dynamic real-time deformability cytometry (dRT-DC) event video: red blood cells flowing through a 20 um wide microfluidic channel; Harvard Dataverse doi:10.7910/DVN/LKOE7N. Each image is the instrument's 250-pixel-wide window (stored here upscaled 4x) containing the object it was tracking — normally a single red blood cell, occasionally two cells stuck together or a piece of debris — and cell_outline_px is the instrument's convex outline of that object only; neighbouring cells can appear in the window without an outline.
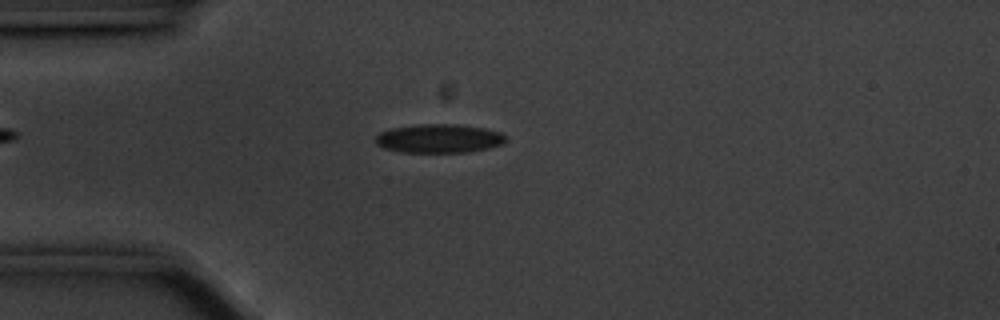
{"species": "common noctule bat (a hibernating species)", "species_latin": "Nyctalus noctula", "temperature_condition": "cold", "stored_images_in_passage": 46, "camera_frame_rate_fps": 3000, "um_per_image_px": 0.085, "animal": {"sex": "male", "body_mass_g": 20.1, "forearm_length_mm": 53.5}, "frame": {"image": 1, "passage_image": 4, "time_ms": 1.0, "image_size_px": [1000, 320], "cell_outline_px": [[508, 140], [504, 144], [488, 148], [468, 152], [400, 152], [384, 148], [376, 144], [376, 136], [380, 132], [392, 128], [420, 124], [452, 124], [484, 128], [500, 132], [508, 136]], "centroid_in_image_um": [37.35, 11.77], "position_along_channel_um": 47.6, "area_um2": 21.91}}
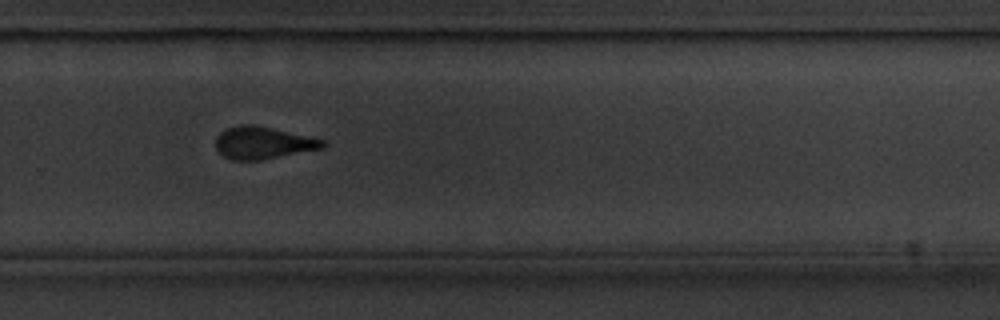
{"frame": {"image": 2, "passage_image": 27, "time_ms": 8.667, "image_size_px": [1000, 320], "cell_outline_px": [[328, 144], [324, 148], [260, 160], [232, 160], [224, 156], [216, 148], [216, 136], [220, 132], [228, 128], [240, 124], [252, 124], [324, 140]], "centroid_in_image_um": [22.34, 12.15], "position_along_channel_um": 307.5, "area_um2": 19.88}}
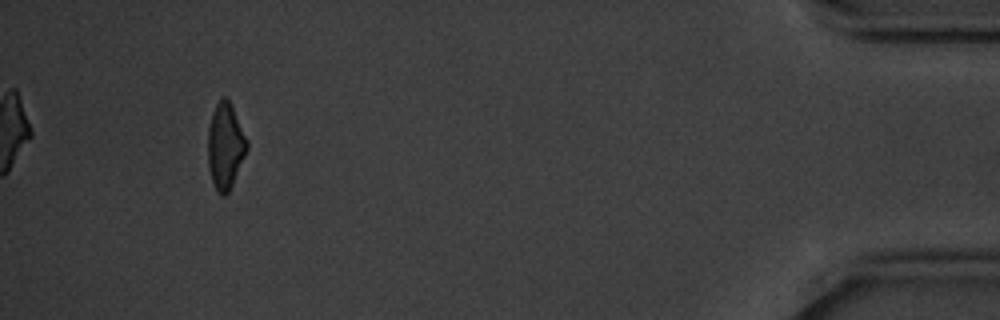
{"frame": {"image": 3, "passage_image": 42, "time_ms": 13.667, "image_size_px": [1000, 320], "cell_outline_px": [[248, 148], [232, 184], [228, 192], [224, 196], [220, 196], [216, 192], [208, 168], [208, 128], [212, 112], [220, 96], [224, 96], [232, 104], [248, 140]], "centroid_in_image_um": [19.15, 12.38], "position_along_channel_um": 416.1, "area_um2": 19.77}, "authors_computed_cell_mechanics": {"area_um2": 20.8947, "velocity_mm_per_s": 3.5415, "shape_relaxation_time_tau1_ms": 2.3655, "shape_relaxation_time_tau2_ms": 2.6234, "deformation_change_tau1": 0.1052, "deformation_change_tau2": 0.0784}}